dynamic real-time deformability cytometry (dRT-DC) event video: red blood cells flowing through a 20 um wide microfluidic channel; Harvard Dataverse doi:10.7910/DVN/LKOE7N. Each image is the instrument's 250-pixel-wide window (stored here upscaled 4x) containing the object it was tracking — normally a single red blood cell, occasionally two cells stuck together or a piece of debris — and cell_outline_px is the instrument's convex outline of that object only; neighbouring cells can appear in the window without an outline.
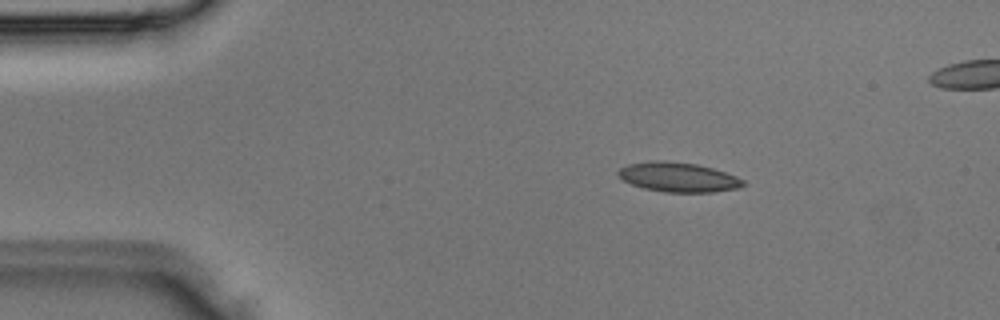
{"species": "Egyptian fruit bat (a non-hibernating species)", "species_latin": "Rousettus aegyptiacus", "temperature_condition": "room temperature", "stored_images_in_passage": 3, "camera_frame_rate_fps": 3000, "um_per_image_px": 0.085, "animal": {"sex": "male"}, "frame": {"image": 1, "passage_image": 1, "time_ms": 0.0, "image_size_px": [1000, 320], "cell_outline_px": [[744, 184], [736, 188], [712, 192], [664, 192], [644, 188], [632, 184], [624, 180], [616, 172], [620, 168], [628, 164], [652, 160], [664, 160], [696, 164], [712, 168], [736, 176], [744, 180]], "centroid_in_image_um": [57.62, 15.05], "position_along_channel_um": 27.4, "area_um2": 21.33}}